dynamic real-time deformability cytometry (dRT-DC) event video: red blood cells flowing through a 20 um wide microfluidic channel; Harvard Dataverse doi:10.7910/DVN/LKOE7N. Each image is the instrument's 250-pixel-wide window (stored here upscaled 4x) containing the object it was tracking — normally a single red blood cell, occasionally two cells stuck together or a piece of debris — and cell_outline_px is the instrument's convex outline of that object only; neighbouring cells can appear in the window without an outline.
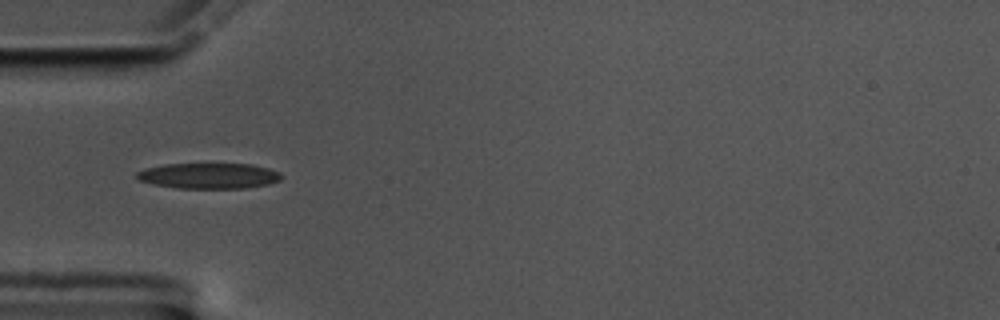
{"species": "common noctule bat (a hibernating species)", "species_latin": "Nyctalus noctula", "temperature_condition": "cold", "stored_images_in_passage": 40, "camera_frame_rate_fps": 3000, "um_per_image_px": 0.085, "animal": {"sex": "male", "body_mass_g": 17.5, "forearm_length_mm": 52.3}, "frame": {"image": 1, "passage_image": 1, "time_ms": 0.0, "image_size_px": [1000, 320], "cell_outline_px": [[284, 176], [280, 180], [268, 184], [244, 188], [176, 188], [152, 184], [136, 180], [136, 172], [144, 168], [164, 164], [252, 164], [268, 168], [280, 172]], "centroid_in_image_um": [17.72, 14.94], "position_along_channel_um": 67.3, "area_um2": 21.79}}
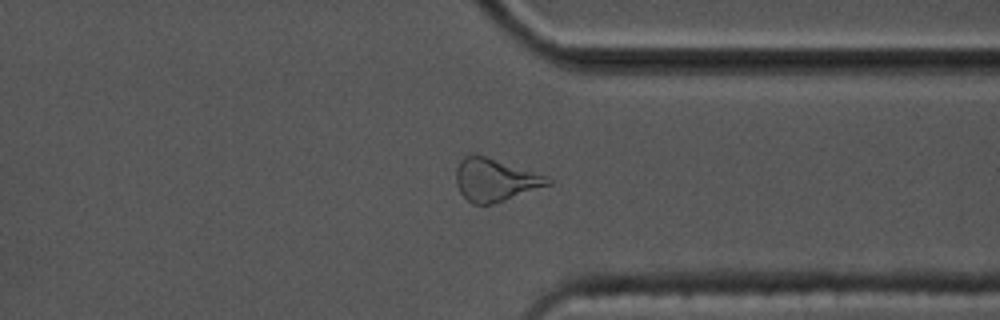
{"frame": {"image": 2, "passage_image": 27, "time_ms": 8.667, "image_size_px": [1000, 320], "cell_outline_px": [[552, 184], [492, 204], [472, 204], [460, 192], [456, 184], [456, 168], [460, 160], [468, 152], [476, 152], [548, 176], [552, 180]], "centroid_in_image_um": [42.06, 15.24], "position_along_channel_um": 369.3, "area_um2": 23.18}}
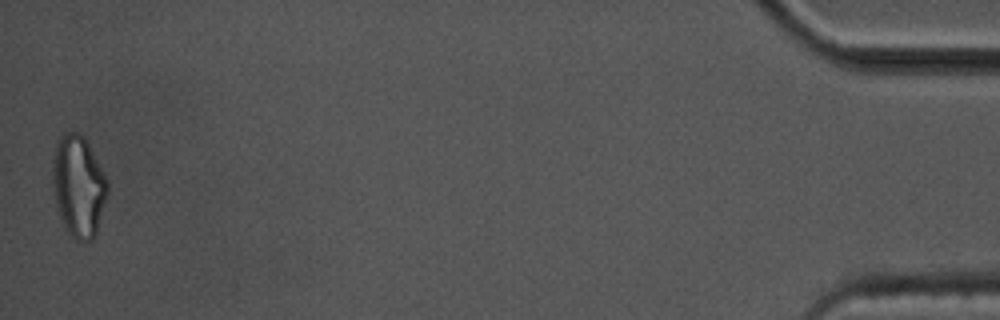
{"frame": {"image": 3, "passage_image": 40, "time_ms": 13.0, "image_size_px": [1000, 320], "cell_outline_px": [[108, 192], [96, 232], [92, 240], [76, 240], [64, 228], [56, 204], [52, 176], [52, 164], [56, 140], [64, 132], [80, 132], [84, 136], [104, 172], [108, 180]], "centroid_in_image_um": [6.66, 15.78], "position_along_channel_um": 428.5, "area_um2": 32.48}, "authors_computed_cell_mechanics": {"area_um2": 21.5594, "velocity_mm_per_s": 3.4979, "shape_relaxation_time_tau1_ms": 9.2148, "shape_relaxation_time_tau2_ms": 3.9779, "deformation_change_tau1": 0.2212, "deformation_change_tau2": 0.1377}}